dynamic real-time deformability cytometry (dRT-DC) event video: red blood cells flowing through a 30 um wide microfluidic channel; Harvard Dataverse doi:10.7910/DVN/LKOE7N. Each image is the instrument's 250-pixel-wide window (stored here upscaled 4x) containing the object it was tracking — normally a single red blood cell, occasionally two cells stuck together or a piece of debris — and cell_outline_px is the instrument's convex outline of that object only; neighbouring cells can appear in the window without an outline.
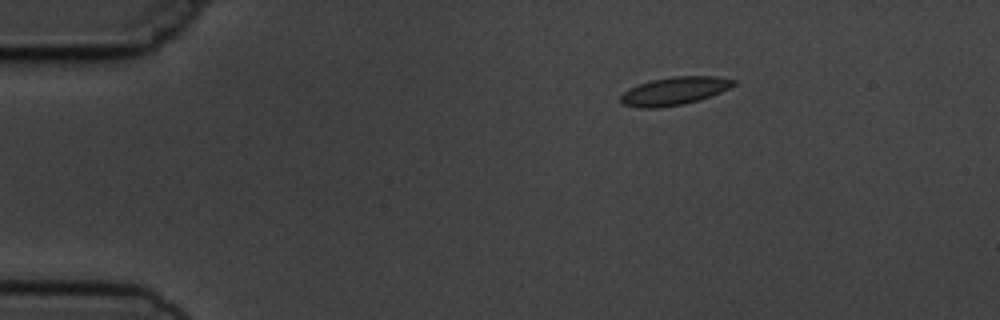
{"species": "common noctule bat (a hibernating species)", "species_latin": "Nyctalus noctula", "temperature_condition": "cold", "stored_images_in_passage": 8, "camera_frame_rate_fps": 3000, "um_per_image_px": 0.085, "animal": {"sex": "male", "body_mass_g": 19.5, "forearm_length_mm": 54.6}, "frame": {"image": 1, "passage_image": 3, "time_ms": 2.333, "image_size_px": [1000, 320], "cell_outline_px": [[736, 84], [720, 92], [684, 104], [656, 108], [640, 108], [624, 104], [620, 100], [620, 96], [628, 88], [652, 80], [672, 76], [716, 76], [736, 80]], "centroid_in_image_um": [57.3, 7.73], "position_along_channel_um": 27.7, "area_um2": 18.21}}
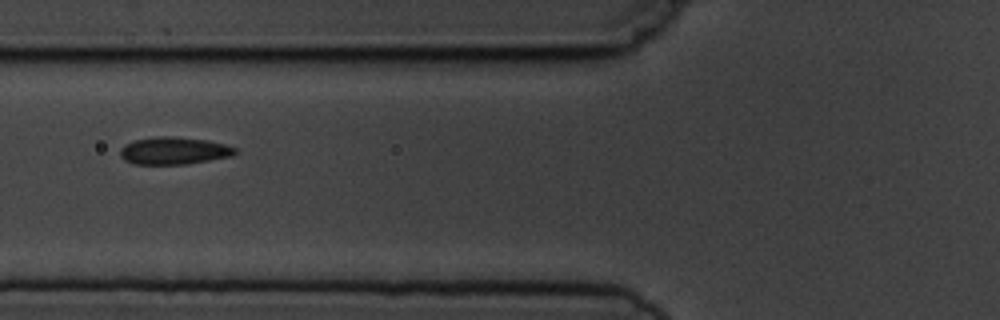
{"frame": {"image": 2, "passage_image": 6, "time_ms": 6.333, "image_size_px": [1000, 320], "cell_outline_px": [[236, 152], [232, 156], [188, 164], [132, 164], [124, 160], [120, 156], [120, 148], [124, 144], [136, 140], [156, 136], [172, 136], [208, 140], [224, 144], [236, 148]], "centroid_in_image_um": [14.76, 12.81], "position_along_channel_um": 111.0, "area_um2": 18.44}}
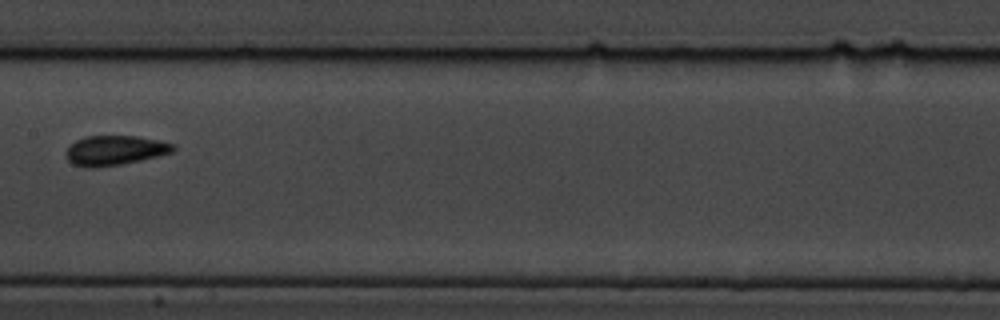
{"frame": {"image": 3, "passage_image": 8, "time_ms": 8.667, "image_size_px": [1000, 320], "cell_outline_px": [[176, 148], [172, 152], [140, 160], [120, 164], [92, 168], [84, 168], [72, 164], [64, 156], [64, 152], [76, 140], [84, 136], [136, 136], [160, 140], [176, 144]], "centroid_in_image_um": [9.73, 12.78], "position_along_channel_um": 197.7, "area_um2": 18.67}}